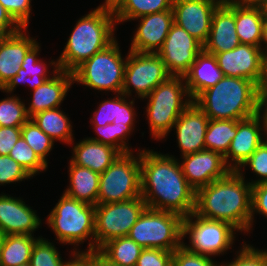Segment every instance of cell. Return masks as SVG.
Instances as JSON below:
<instances>
[{
  "label": "cell",
  "mask_w": 267,
  "mask_h": 266,
  "mask_svg": "<svg viewBox=\"0 0 267 266\" xmlns=\"http://www.w3.org/2000/svg\"><path fill=\"white\" fill-rule=\"evenodd\" d=\"M141 196L147 208L183 218L195 211L196 191L188 184L174 156L151 150L140 152Z\"/></svg>",
  "instance_id": "obj_1"
},
{
  "label": "cell",
  "mask_w": 267,
  "mask_h": 266,
  "mask_svg": "<svg viewBox=\"0 0 267 266\" xmlns=\"http://www.w3.org/2000/svg\"><path fill=\"white\" fill-rule=\"evenodd\" d=\"M241 168L214 180L196 191L195 213L201 217L230 223L237 231L251 227L252 185L245 183Z\"/></svg>",
  "instance_id": "obj_2"
},
{
  "label": "cell",
  "mask_w": 267,
  "mask_h": 266,
  "mask_svg": "<svg viewBox=\"0 0 267 266\" xmlns=\"http://www.w3.org/2000/svg\"><path fill=\"white\" fill-rule=\"evenodd\" d=\"M261 88L252 80L224 76L193 102L214 120H243L260 112Z\"/></svg>",
  "instance_id": "obj_3"
},
{
  "label": "cell",
  "mask_w": 267,
  "mask_h": 266,
  "mask_svg": "<svg viewBox=\"0 0 267 266\" xmlns=\"http://www.w3.org/2000/svg\"><path fill=\"white\" fill-rule=\"evenodd\" d=\"M112 9L98 7L80 18L57 59L60 70L72 72L82 62L105 49L115 38Z\"/></svg>",
  "instance_id": "obj_4"
},
{
  "label": "cell",
  "mask_w": 267,
  "mask_h": 266,
  "mask_svg": "<svg viewBox=\"0 0 267 266\" xmlns=\"http://www.w3.org/2000/svg\"><path fill=\"white\" fill-rule=\"evenodd\" d=\"M49 227L55 232L62 244H81L88 237H93L89 249L84 252H95V206L68 197L63 193L47 217ZM91 235V236H90Z\"/></svg>",
  "instance_id": "obj_5"
},
{
  "label": "cell",
  "mask_w": 267,
  "mask_h": 266,
  "mask_svg": "<svg viewBox=\"0 0 267 266\" xmlns=\"http://www.w3.org/2000/svg\"><path fill=\"white\" fill-rule=\"evenodd\" d=\"M183 82L182 76H170L147 96L149 129L155 139L165 138L181 113L193 102ZM184 96L188 97L185 101Z\"/></svg>",
  "instance_id": "obj_6"
},
{
  "label": "cell",
  "mask_w": 267,
  "mask_h": 266,
  "mask_svg": "<svg viewBox=\"0 0 267 266\" xmlns=\"http://www.w3.org/2000/svg\"><path fill=\"white\" fill-rule=\"evenodd\" d=\"M182 221L179 214L146 208L128 236L143 249L174 251L183 243Z\"/></svg>",
  "instance_id": "obj_7"
},
{
  "label": "cell",
  "mask_w": 267,
  "mask_h": 266,
  "mask_svg": "<svg viewBox=\"0 0 267 266\" xmlns=\"http://www.w3.org/2000/svg\"><path fill=\"white\" fill-rule=\"evenodd\" d=\"M127 58L122 59L116 39L73 71V82L96 90L122 93Z\"/></svg>",
  "instance_id": "obj_8"
},
{
  "label": "cell",
  "mask_w": 267,
  "mask_h": 266,
  "mask_svg": "<svg viewBox=\"0 0 267 266\" xmlns=\"http://www.w3.org/2000/svg\"><path fill=\"white\" fill-rule=\"evenodd\" d=\"M141 196V162L133 152L120 154L100 174L97 204L116 203Z\"/></svg>",
  "instance_id": "obj_9"
},
{
  "label": "cell",
  "mask_w": 267,
  "mask_h": 266,
  "mask_svg": "<svg viewBox=\"0 0 267 266\" xmlns=\"http://www.w3.org/2000/svg\"><path fill=\"white\" fill-rule=\"evenodd\" d=\"M193 218L196 220L192 221ZM235 230L228 222L207 219L193 212L182 221V238L189 234L192 246L184 243L182 246L190 252L208 257L220 255L233 244Z\"/></svg>",
  "instance_id": "obj_10"
},
{
  "label": "cell",
  "mask_w": 267,
  "mask_h": 266,
  "mask_svg": "<svg viewBox=\"0 0 267 266\" xmlns=\"http://www.w3.org/2000/svg\"><path fill=\"white\" fill-rule=\"evenodd\" d=\"M147 208L142 196L95 206V251L107 241L128 236L131 227Z\"/></svg>",
  "instance_id": "obj_11"
},
{
  "label": "cell",
  "mask_w": 267,
  "mask_h": 266,
  "mask_svg": "<svg viewBox=\"0 0 267 266\" xmlns=\"http://www.w3.org/2000/svg\"><path fill=\"white\" fill-rule=\"evenodd\" d=\"M171 75L157 53L129 51L124 70L122 94L129 97L133 87L140 98L147 96Z\"/></svg>",
  "instance_id": "obj_12"
},
{
  "label": "cell",
  "mask_w": 267,
  "mask_h": 266,
  "mask_svg": "<svg viewBox=\"0 0 267 266\" xmlns=\"http://www.w3.org/2000/svg\"><path fill=\"white\" fill-rule=\"evenodd\" d=\"M215 57L224 76L252 80L262 87L266 57L259 46L240 44L232 50L216 53Z\"/></svg>",
  "instance_id": "obj_13"
},
{
  "label": "cell",
  "mask_w": 267,
  "mask_h": 266,
  "mask_svg": "<svg viewBox=\"0 0 267 266\" xmlns=\"http://www.w3.org/2000/svg\"><path fill=\"white\" fill-rule=\"evenodd\" d=\"M202 50L203 45L197 39L173 23L157 54L171 76L184 77Z\"/></svg>",
  "instance_id": "obj_14"
},
{
  "label": "cell",
  "mask_w": 267,
  "mask_h": 266,
  "mask_svg": "<svg viewBox=\"0 0 267 266\" xmlns=\"http://www.w3.org/2000/svg\"><path fill=\"white\" fill-rule=\"evenodd\" d=\"M223 0H174V23L204 45L209 37L215 9Z\"/></svg>",
  "instance_id": "obj_15"
},
{
  "label": "cell",
  "mask_w": 267,
  "mask_h": 266,
  "mask_svg": "<svg viewBox=\"0 0 267 266\" xmlns=\"http://www.w3.org/2000/svg\"><path fill=\"white\" fill-rule=\"evenodd\" d=\"M182 159V173L195 191L225 177L231 171L225 164L224 157L212 150L186 154Z\"/></svg>",
  "instance_id": "obj_16"
},
{
  "label": "cell",
  "mask_w": 267,
  "mask_h": 266,
  "mask_svg": "<svg viewBox=\"0 0 267 266\" xmlns=\"http://www.w3.org/2000/svg\"><path fill=\"white\" fill-rule=\"evenodd\" d=\"M261 122L263 123L262 125L260 124ZM261 126H263V128H261ZM262 131H264V134L266 133V136L267 128L263 115L261 116V112L252 117L240 120L237 123V134L231 141L229 150L224 156L225 164L228 165L231 170L236 171L240 168L241 164L245 162L264 141L261 134ZM229 158H231V162H234L233 164L228 163L230 162Z\"/></svg>",
  "instance_id": "obj_17"
},
{
  "label": "cell",
  "mask_w": 267,
  "mask_h": 266,
  "mask_svg": "<svg viewBox=\"0 0 267 266\" xmlns=\"http://www.w3.org/2000/svg\"><path fill=\"white\" fill-rule=\"evenodd\" d=\"M131 43L130 51L157 53L174 23L172 10L156 12L141 16Z\"/></svg>",
  "instance_id": "obj_18"
},
{
  "label": "cell",
  "mask_w": 267,
  "mask_h": 266,
  "mask_svg": "<svg viewBox=\"0 0 267 266\" xmlns=\"http://www.w3.org/2000/svg\"><path fill=\"white\" fill-rule=\"evenodd\" d=\"M240 44L235 25V1L223 0L214 11L209 37L203 49L215 55Z\"/></svg>",
  "instance_id": "obj_19"
},
{
  "label": "cell",
  "mask_w": 267,
  "mask_h": 266,
  "mask_svg": "<svg viewBox=\"0 0 267 266\" xmlns=\"http://www.w3.org/2000/svg\"><path fill=\"white\" fill-rule=\"evenodd\" d=\"M208 116L192 102L174 123L182 156L205 150Z\"/></svg>",
  "instance_id": "obj_20"
},
{
  "label": "cell",
  "mask_w": 267,
  "mask_h": 266,
  "mask_svg": "<svg viewBox=\"0 0 267 266\" xmlns=\"http://www.w3.org/2000/svg\"><path fill=\"white\" fill-rule=\"evenodd\" d=\"M41 219L21 199L0 195V231L5 235H32Z\"/></svg>",
  "instance_id": "obj_21"
},
{
  "label": "cell",
  "mask_w": 267,
  "mask_h": 266,
  "mask_svg": "<svg viewBox=\"0 0 267 266\" xmlns=\"http://www.w3.org/2000/svg\"><path fill=\"white\" fill-rule=\"evenodd\" d=\"M50 64L55 66L53 76L33 90L32 102L27 108L30 118L39 112L59 108L74 83L72 72L60 70L57 61Z\"/></svg>",
  "instance_id": "obj_22"
},
{
  "label": "cell",
  "mask_w": 267,
  "mask_h": 266,
  "mask_svg": "<svg viewBox=\"0 0 267 266\" xmlns=\"http://www.w3.org/2000/svg\"><path fill=\"white\" fill-rule=\"evenodd\" d=\"M24 29L7 35L0 43V90L17 75L27 52L37 43L23 33Z\"/></svg>",
  "instance_id": "obj_23"
},
{
  "label": "cell",
  "mask_w": 267,
  "mask_h": 266,
  "mask_svg": "<svg viewBox=\"0 0 267 266\" xmlns=\"http://www.w3.org/2000/svg\"><path fill=\"white\" fill-rule=\"evenodd\" d=\"M223 77L215 55L203 49L184 75V80L188 93L194 100L202 91L214 86Z\"/></svg>",
  "instance_id": "obj_24"
},
{
  "label": "cell",
  "mask_w": 267,
  "mask_h": 266,
  "mask_svg": "<svg viewBox=\"0 0 267 266\" xmlns=\"http://www.w3.org/2000/svg\"><path fill=\"white\" fill-rule=\"evenodd\" d=\"M120 154L110 145L86 138L74 146L71 162L101 174Z\"/></svg>",
  "instance_id": "obj_25"
},
{
  "label": "cell",
  "mask_w": 267,
  "mask_h": 266,
  "mask_svg": "<svg viewBox=\"0 0 267 266\" xmlns=\"http://www.w3.org/2000/svg\"><path fill=\"white\" fill-rule=\"evenodd\" d=\"M70 187L64 194L90 205H97L100 174L89 168L69 163Z\"/></svg>",
  "instance_id": "obj_26"
},
{
  "label": "cell",
  "mask_w": 267,
  "mask_h": 266,
  "mask_svg": "<svg viewBox=\"0 0 267 266\" xmlns=\"http://www.w3.org/2000/svg\"><path fill=\"white\" fill-rule=\"evenodd\" d=\"M264 18L260 7L235 2L236 33L241 44L261 45Z\"/></svg>",
  "instance_id": "obj_27"
},
{
  "label": "cell",
  "mask_w": 267,
  "mask_h": 266,
  "mask_svg": "<svg viewBox=\"0 0 267 266\" xmlns=\"http://www.w3.org/2000/svg\"><path fill=\"white\" fill-rule=\"evenodd\" d=\"M39 44L36 43L26 54L21 69L17 72V75L12 77L9 82L1 89L3 92L12 93L16 88V85L27 82L32 89L42 85L46 80L50 79L47 76V67L44 63L37 59V53L39 51ZM43 64V65H42Z\"/></svg>",
  "instance_id": "obj_28"
},
{
  "label": "cell",
  "mask_w": 267,
  "mask_h": 266,
  "mask_svg": "<svg viewBox=\"0 0 267 266\" xmlns=\"http://www.w3.org/2000/svg\"><path fill=\"white\" fill-rule=\"evenodd\" d=\"M142 250L129 236H124L107 241L97 251L114 265L135 266Z\"/></svg>",
  "instance_id": "obj_29"
},
{
  "label": "cell",
  "mask_w": 267,
  "mask_h": 266,
  "mask_svg": "<svg viewBox=\"0 0 267 266\" xmlns=\"http://www.w3.org/2000/svg\"><path fill=\"white\" fill-rule=\"evenodd\" d=\"M31 119L53 141L59 140L68 144L73 142L72 126L66 114L59 108L39 112Z\"/></svg>",
  "instance_id": "obj_30"
},
{
  "label": "cell",
  "mask_w": 267,
  "mask_h": 266,
  "mask_svg": "<svg viewBox=\"0 0 267 266\" xmlns=\"http://www.w3.org/2000/svg\"><path fill=\"white\" fill-rule=\"evenodd\" d=\"M33 235H5L0 255V266L29 264L35 242Z\"/></svg>",
  "instance_id": "obj_31"
},
{
  "label": "cell",
  "mask_w": 267,
  "mask_h": 266,
  "mask_svg": "<svg viewBox=\"0 0 267 266\" xmlns=\"http://www.w3.org/2000/svg\"><path fill=\"white\" fill-rule=\"evenodd\" d=\"M239 121L210 119L205 133V149L220 153L224 157L237 134Z\"/></svg>",
  "instance_id": "obj_32"
},
{
  "label": "cell",
  "mask_w": 267,
  "mask_h": 266,
  "mask_svg": "<svg viewBox=\"0 0 267 266\" xmlns=\"http://www.w3.org/2000/svg\"><path fill=\"white\" fill-rule=\"evenodd\" d=\"M174 0H122L113 10L117 23L135 20L147 14L172 10Z\"/></svg>",
  "instance_id": "obj_33"
},
{
  "label": "cell",
  "mask_w": 267,
  "mask_h": 266,
  "mask_svg": "<svg viewBox=\"0 0 267 266\" xmlns=\"http://www.w3.org/2000/svg\"><path fill=\"white\" fill-rule=\"evenodd\" d=\"M21 136L38 157L45 164H48L46 156L51 151L55 141L45 134L31 118L21 127Z\"/></svg>",
  "instance_id": "obj_34"
},
{
  "label": "cell",
  "mask_w": 267,
  "mask_h": 266,
  "mask_svg": "<svg viewBox=\"0 0 267 266\" xmlns=\"http://www.w3.org/2000/svg\"><path fill=\"white\" fill-rule=\"evenodd\" d=\"M134 130L133 126H124L118 127L115 126V123H109L105 126L94 125L95 131L98 135V138H89L91 140L110 145L117 149L121 154L132 152L131 149L127 146L126 137L130 135V132ZM120 141V142H119Z\"/></svg>",
  "instance_id": "obj_35"
},
{
  "label": "cell",
  "mask_w": 267,
  "mask_h": 266,
  "mask_svg": "<svg viewBox=\"0 0 267 266\" xmlns=\"http://www.w3.org/2000/svg\"><path fill=\"white\" fill-rule=\"evenodd\" d=\"M29 119L25 104L17 96L0 101V126L22 127Z\"/></svg>",
  "instance_id": "obj_36"
},
{
  "label": "cell",
  "mask_w": 267,
  "mask_h": 266,
  "mask_svg": "<svg viewBox=\"0 0 267 266\" xmlns=\"http://www.w3.org/2000/svg\"><path fill=\"white\" fill-rule=\"evenodd\" d=\"M9 156L19 163L31 177L39 171H44L48 166L38 157L22 136L11 149Z\"/></svg>",
  "instance_id": "obj_37"
},
{
  "label": "cell",
  "mask_w": 267,
  "mask_h": 266,
  "mask_svg": "<svg viewBox=\"0 0 267 266\" xmlns=\"http://www.w3.org/2000/svg\"><path fill=\"white\" fill-rule=\"evenodd\" d=\"M52 244L39 237L32 248L30 266H63L66 262L62 261L59 252Z\"/></svg>",
  "instance_id": "obj_38"
},
{
  "label": "cell",
  "mask_w": 267,
  "mask_h": 266,
  "mask_svg": "<svg viewBox=\"0 0 267 266\" xmlns=\"http://www.w3.org/2000/svg\"><path fill=\"white\" fill-rule=\"evenodd\" d=\"M267 139V137H266ZM249 165L254 173L260 176L261 179L252 181L250 184L256 185L259 183H267V140H265L257 147L252 155L241 164V168Z\"/></svg>",
  "instance_id": "obj_39"
},
{
  "label": "cell",
  "mask_w": 267,
  "mask_h": 266,
  "mask_svg": "<svg viewBox=\"0 0 267 266\" xmlns=\"http://www.w3.org/2000/svg\"><path fill=\"white\" fill-rule=\"evenodd\" d=\"M31 176L9 155H0V185L28 179Z\"/></svg>",
  "instance_id": "obj_40"
},
{
  "label": "cell",
  "mask_w": 267,
  "mask_h": 266,
  "mask_svg": "<svg viewBox=\"0 0 267 266\" xmlns=\"http://www.w3.org/2000/svg\"><path fill=\"white\" fill-rule=\"evenodd\" d=\"M172 266H220L208 256L196 254L183 246L173 251Z\"/></svg>",
  "instance_id": "obj_41"
},
{
  "label": "cell",
  "mask_w": 267,
  "mask_h": 266,
  "mask_svg": "<svg viewBox=\"0 0 267 266\" xmlns=\"http://www.w3.org/2000/svg\"><path fill=\"white\" fill-rule=\"evenodd\" d=\"M119 115V93L113 99H108L100 103L98 110L94 112L91 123L93 125L105 126L118 120Z\"/></svg>",
  "instance_id": "obj_42"
},
{
  "label": "cell",
  "mask_w": 267,
  "mask_h": 266,
  "mask_svg": "<svg viewBox=\"0 0 267 266\" xmlns=\"http://www.w3.org/2000/svg\"><path fill=\"white\" fill-rule=\"evenodd\" d=\"M173 251L143 249L135 266H172Z\"/></svg>",
  "instance_id": "obj_43"
},
{
  "label": "cell",
  "mask_w": 267,
  "mask_h": 266,
  "mask_svg": "<svg viewBox=\"0 0 267 266\" xmlns=\"http://www.w3.org/2000/svg\"><path fill=\"white\" fill-rule=\"evenodd\" d=\"M0 3L22 28H27L31 13V0H0Z\"/></svg>",
  "instance_id": "obj_44"
},
{
  "label": "cell",
  "mask_w": 267,
  "mask_h": 266,
  "mask_svg": "<svg viewBox=\"0 0 267 266\" xmlns=\"http://www.w3.org/2000/svg\"><path fill=\"white\" fill-rule=\"evenodd\" d=\"M236 255L235 261L220 266H267V259L261 250L250 245H243L241 251Z\"/></svg>",
  "instance_id": "obj_45"
},
{
  "label": "cell",
  "mask_w": 267,
  "mask_h": 266,
  "mask_svg": "<svg viewBox=\"0 0 267 266\" xmlns=\"http://www.w3.org/2000/svg\"><path fill=\"white\" fill-rule=\"evenodd\" d=\"M251 212V227L254 212L267 217V183H259L252 186Z\"/></svg>",
  "instance_id": "obj_46"
},
{
  "label": "cell",
  "mask_w": 267,
  "mask_h": 266,
  "mask_svg": "<svg viewBox=\"0 0 267 266\" xmlns=\"http://www.w3.org/2000/svg\"><path fill=\"white\" fill-rule=\"evenodd\" d=\"M122 93H119V115L118 120H114L113 123H115V126L118 127H124V126H133L134 124V118H135V112H134V100L127 102L125 99L127 96H125Z\"/></svg>",
  "instance_id": "obj_47"
},
{
  "label": "cell",
  "mask_w": 267,
  "mask_h": 266,
  "mask_svg": "<svg viewBox=\"0 0 267 266\" xmlns=\"http://www.w3.org/2000/svg\"><path fill=\"white\" fill-rule=\"evenodd\" d=\"M20 137L21 127L0 126V155H9Z\"/></svg>",
  "instance_id": "obj_48"
},
{
  "label": "cell",
  "mask_w": 267,
  "mask_h": 266,
  "mask_svg": "<svg viewBox=\"0 0 267 266\" xmlns=\"http://www.w3.org/2000/svg\"><path fill=\"white\" fill-rule=\"evenodd\" d=\"M0 28L7 34L18 32L22 27L12 18L0 3Z\"/></svg>",
  "instance_id": "obj_49"
},
{
  "label": "cell",
  "mask_w": 267,
  "mask_h": 266,
  "mask_svg": "<svg viewBox=\"0 0 267 266\" xmlns=\"http://www.w3.org/2000/svg\"><path fill=\"white\" fill-rule=\"evenodd\" d=\"M71 261H67L63 266H92V253L74 251Z\"/></svg>",
  "instance_id": "obj_50"
},
{
  "label": "cell",
  "mask_w": 267,
  "mask_h": 266,
  "mask_svg": "<svg viewBox=\"0 0 267 266\" xmlns=\"http://www.w3.org/2000/svg\"><path fill=\"white\" fill-rule=\"evenodd\" d=\"M92 266H119L108 262L98 251L92 253Z\"/></svg>",
  "instance_id": "obj_51"
},
{
  "label": "cell",
  "mask_w": 267,
  "mask_h": 266,
  "mask_svg": "<svg viewBox=\"0 0 267 266\" xmlns=\"http://www.w3.org/2000/svg\"><path fill=\"white\" fill-rule=\"evenodd\" d=\"M264 105H265V109L262 110L264 108ZM262 111H263V118L265 120V124L267 128V91H260V112Z\"/></svg>",
  "instance_id": "obj_52"
},
{
  "label": "cell",
  "mask_w": 267,
  "mask_h": 266,
  "mask_svg": "<svg viewBox=\"0 0 267 266\" xmlns=\"http://www.w3.org/2000/svg\"><path fill=\"white\" fill-rule=\"evenodd\" d=\"M243 6L261 7L267 0H233Z\"/></svg>",
  "instance_id": "obj_53"
},
{
  "label": "cell",
  "mask_w": 267,
  "mask_h": 266,
  "mask_svg": "<svg viewBox=\"0 0 267 266\" xmlns=\"http://www.w3.org/2000/svg\"><path fill=\"white\" fill-rule=\"evenodd\" d=\"M262 43L266 44V45L264 47H262ZM260 48H261L263 54L265 55V57L267 58V20H264Z\"/></svg>",
  "instance_id": "obj_54"
},
{
  "label": "cell",
  "mask_w": 267,
  "mask_h": 266,
  "mask_svg": "<svg viewBox=\"0 0 267 266\" xmlns=\"http://www.w3.org/2000/svg\"><path fill=\"white\" fill-rule=\"evenodd\" d=\"M122 0H105V3L98 7H104L108 9L114 10Z\"/></svg>",
  "instance_id": "obj_55"
},
{
  "label": "cell",
  "mask_w": 267,
  "mask_h": 266,
  "mask_svg": "<svg viewBox=\"0 0 267 266\" xmlns=\"http://www.w3.org/2000/svg\"><path fill=\"white\" fill-rule=\"evenodd\" d=\"M260 91H267V58H266V67H265V79H264V83Z\"/></svg>",
  "instance_id": "obj_56"
},
{
  "label": "cell",
  "mask_w": 267,
  "mask_h": 266,
  "mask_svg": "<svg viewBox=\"0 0 267 266\" xmlns=\"http://www.w3.org/2000/svg\"><path fill=\"white\" fill-rule=\"evenodd\" d=\"M260 8H261L264 20H267V2L264 3Z\"/></svg>",
  "instance_id": "obj_57"
},
{
  "label": "cell",
  "mask_w": 267,
  "mask_h": 266,
  "mask_svg": "<svg viewBox=\"0 0 267 266\" xmlns=\"http://www.w3.org/2000/svg\"><path fill=\"white\" fill-rule=\"evenodd\" d=\"M4 238H5V234L0 231V255H1V248H2Z\"/></svg>",
  "instance_id": "obj_58"
},
{
  "label": "cell",
  "mask_w": 267,
  "mask_h": 266,
  "mask_svg": "<svg viewBox=\"0 0 267 266\" xmlns=\"http://www.w3.org/2000/svg\"><path fill=\"white\" fill-rule=\"evenodd\" d=\"M7 34L0 28V43L4 40Z\"/></svg>",
  "instance_id": "obj_59"
},
{
  "label": "cell",
  "mask_w": 267,
  "mask_h": 266,
  "mask_svg": "<svg viewBox=\"0 0 267 266\" xmlns=\"http://www.w3.org/2000/svg\"><path fill=\"white\" fill-rule=\"evenodd\" d=\"M264 255H265V258L267 259V250L266 251H261Z\"/></svg>",
  "instance_id": "obj_60"
},
{
  "label": "cell",
  "mask_w": 267,
  "mask_h": 266,
  "mask_svg": "<svg viewBox=\"0 0 267 266\" xmlns=\"http://www.w3.org/2000/svg\"><path fill=\"white\" fill-rule=\"evenodd\" d=\"M18 266H30V264H22V265H18Z\"/></svg>",
  "instance_id": "obj_61"
}]
</instances>
